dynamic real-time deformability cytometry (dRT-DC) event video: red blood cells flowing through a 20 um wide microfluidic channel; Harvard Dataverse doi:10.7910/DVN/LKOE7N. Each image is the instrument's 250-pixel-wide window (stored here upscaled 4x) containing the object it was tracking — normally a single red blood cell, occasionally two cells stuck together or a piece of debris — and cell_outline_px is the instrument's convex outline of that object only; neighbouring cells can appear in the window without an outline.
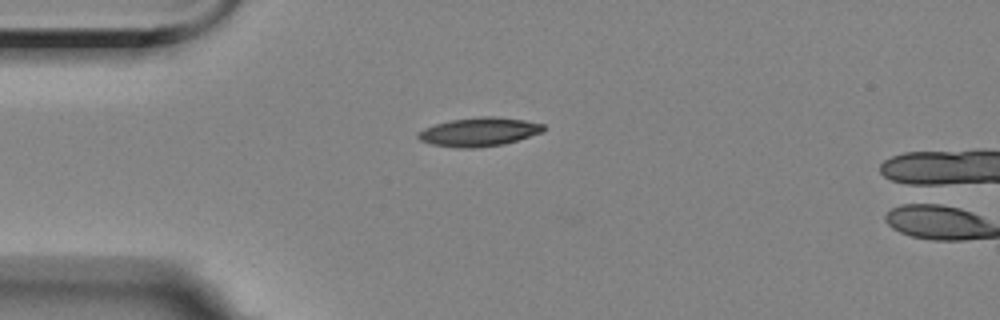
{"species": "Egyptian fruit bat (a non-hibernating species)", "species_latin": "Rousettus aegyptiacus", "temperature_condition": "room temperature", "stored_images_in_passage": 13, "camera_frame_rate_fps": 3000, "um_per_image_px": 0.085, "animal": {"sex": "female"}, "frame": {"image": 1, "passage_image": 1, "time_ms": 0.0, "image_size_px": [1000, 320], "cell_outline_px": [[544, 128], [540, 132], [504, 144], [476, 148], [460, 148], [432, 144], [420, 140], [416, 136], [416, 132], [424, 128], [448, 120], [480, 116], [496, 116], [524, 120], [544, 124]], "centroid_in_image_um": [40.66, 11.2], "position_along_channel_um": 44.3, "area_um2": 20.92}}
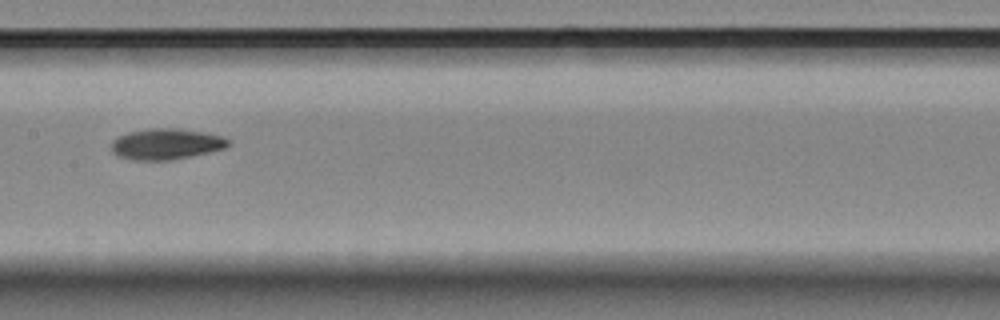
{"frame": {"image": 2, "passage_image": 5, "time_ms": 4.667, "image_size_px": [1000, 320], "cell_outline_px": [[228, 144], [224, 148], [208, 152], [168, 160], [132, 160], [120, 156], [112, 152], [112, 140], [128, 132], [148, 128], [176, 128], [200, 132], [220, 136], [228, 140]], "centroid_in_image_um": [14.06, 12.24], "position_along_channel_um": 193.3, "area_um2": 20.58}}
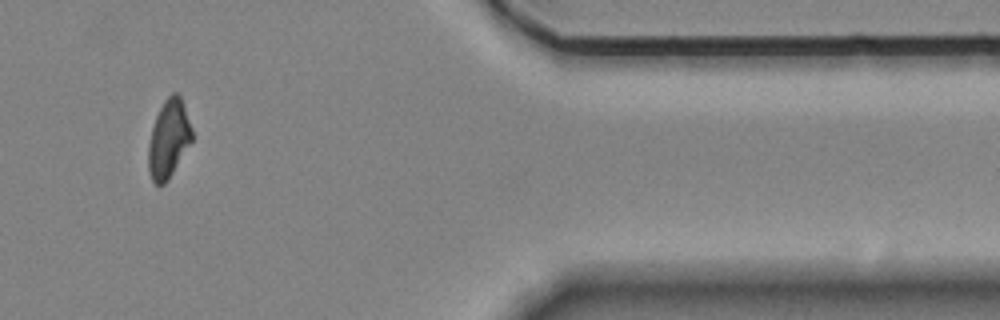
{"frame": {"image": 3, "passage_image": 10, "time_ms": 11.333, "image_size_px": [1000, 320], "cell_outline_px": [[192, 140], [168, 180], [164, 184], [156, 184], [152, 180], [148, 172], [148, 144], [152, 128], [156, 116], [164, 100], [172, 92], [176, 92], [180, 96], [192, 128]], "centroid_in_image_um": [14.32, 11.81], "position_along_channel_um": 397.1, "area_um2": 19.65}, "authors_computed_cell_mechanics": {"area_um2": 20.1722, "velocity_mm_per_s": 3.5509, "shape_relaxation_time_tau1_ms": 5.2806, "shape_relaxation_time_tau2_ms": 9.1353, "deformation_change_tau1": 0.1236, "deformation_change_tau2": 0.151}}